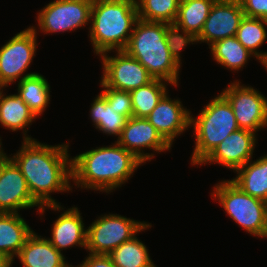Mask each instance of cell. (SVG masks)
Here are the masks:
<instances>
[{"label":"cell","mask_w":267,"mask_h":267,"mask_svg":"<svg viewBox=\"0 0 267 267\" xmlns=\"http://www.w3.org/2000/svg\"><path fill=\"white\" fill-rule=\"evenodd\" d=\"M68 148V143L52 146L33 138L24 140L21 150L10 157L20 168L32 197L42 206L40 214L46 208L64 210L51 197V193L72 190L69 184L72 171Z\"/></svg>","instance_id":"6da1fadb"},{"label":"cell","mask_w":267,"mask_h":267,"mask_svg":"<svg viewBox=\"0 0 267 267\" xmlns=\"http://www.w3.org/2000/svg\"><path fill=\"white\" fill-rule=\"evenodd\" d=\"M256 138V133L238 129L230 133L199 165L212 162L236 171L252 159Z\"/></svg>","instance_id":"9a60e30c"},{"label":"cell","mask_w":267,"mask_h":267,"mask_svg":"<svg viewBox=\"0 0 267 267\" xmlns=\"http://www.w3.org/2000/svg\"><path fill=\"white\" fill-rule=\"evenodd\" d=\"M221 94L231 105L239 129L255 133L267 126V98L261 92L236 80Z\"/></svg>","instance_id":"ba28073f"},{"label":"cell","mask_w":267,"mask_h":267,"mask_svg":"<svg viewBox=\"0 0 267 267\" xmlns=\"http://www.w3.org/2000/svg\"><path fill=\"white\" fill-rule=\"evenodd\" d=\"M231 181L244 193L267 203V154L256 161L249 160L236 170Z\"/></svg>","instance_id":"ffe728a7"},{"label":"cell","mask_w":267,"mask_h":267,"mask_svg":"<svg viewBox=\"0 0 267 267\" xmlns=\"http://www.w3.org/2000/svg\"><path fill=\"white\" fill-rule=\"evenodd\" d=\"M36 118L37 116L18 94L5 96V94L3 95V88H0V124L3 128L12 131L23 129V140H32L29 135L27 136L28 129L25 127H29L28 125Z\"/></svg>","instance_id":"44dd1931"},{"label":"cell","mask_w":267,"mask_h":267,"mask_svg":"<svg viewBox=\"0 0 267 267\" xmlns=\"http://www.w3.org/2000/svg\"><path fill=\"white\" fill-rule=\"evenodd\" d=\"M243 18L239 0H216L197 41L210 46L218 40L236 36Z\"/></svg>","instance_id":"4fadbf2b"},{"label":"cell","mask_w":267,"mask_h":267,"mask_svg":"<svg viewBox=\"0 0 267 267\" xmlns=\"http://www.w3.org/2000/svg\"><path fill=\"white\" fill-rule=\"evenodd\" d=\"M180 0H136L138 17L141 20L173 24Z\"/></svg>","instance_id":"f1b7e54d"},{"label":"cell","mask_w":267,"mask_h":267,"mask_svg":"<svg viewBox=\"0 0 267 267\" xmlns=\"http://www.w3.org/2000/svg\"><path fill=\"white\" fill-rule=\"evenodd\" d=\"M116 111L101 94L97 95L90 108V116L96 129L119 137L127 118Z\"/></svg>","instance_id":"484cf974"},{"label":"cell","mask_w":267,"mask_h":267,"mask_svg":"<svg viewBox=\"0 0 267 267\" xmlns=\"http://www.w3.org/2000/svg\"><path fill=\"white\" fill-rule=\"evenodd\" d=\"M161 136L172 146L175 138L190 128L191 112L180 100H172L166 93L147 117Z\"/></svg>","instance_id":"2e32d148"},{"label":"cell","mask_w":267,"mask_h":267,"mask_svg":"<svg viewBox=\"0 0 267 267\" xmlns=\"http://www.w3.org/2000/svg\"><path fill=\"white\" fill-rule=\"evenodd\" d=\"M245 17L267 21V0H239Z\"/></svg>","instance_id":"1f68e13d"},{"label":"cell","mask_w":267,"mask_h":267,"mask_svg":"<svg viewBox=\"0 0 267 267\" xmlns=\"http://www.w3.org/2000/svg\"><path fill=\"white\" fill-rule=\"evenodd\" d=\"M32 232L18 213H0V252L13 261Z\"/></svg>","instance_id":"d6986e66"},{"label":"cell","mask_w":267,"mask_h":267,"mask_svg":"<svg viewBox=\"0 0 267 267\" xmlns=\"http://www.w3.org/2000/svg\"><path fill=\"white\" fill-rule=\"evenodd\" d=\"M209 49L217 64L237 72L248 63L250 57L255 56L237 40L236 36L218 40L210 45Z\"/></svg>","instance_id":"d4e9b609"},{"label":"cell","mask_w":267,"mask_h":267,"mask_svg":"<svg viewBox=\"0 0 267 267\" xmlns=\"http://www.w3.org/2000/svg\"><path fill=\"white\" fill-rule=\"evenodd\" d=\"M143 162L117 142L71 158L72 181L81 188L112 192L128 182Z\"/></svg>","instance_id":"7a4b0ae2"},{"label":"cell","mask_w":267,"mask_h":267,"mask_svg":"<svg viewBox=\"0 0 267 267\" xmlns=\"http://www.w3.org/2000/svg\"><path fill=\"white\" fill-rule=\"evenodd\" d=\"M100 83L101 87L104 89L100 94L107 100L110 106L127 119L133 117L130 92L107 87L102 81H100Z\"/></svg>","instance_id":"4dcf8cb0"},{"label":"cell","mask_w":267,"mask_h":267,"mask_svg":"<svg viewBox=\"0 0 267 267\" xmlns=\"http://www.w3.org/2000/svg\"><path fill=\"white\" fill-rule=\"evenodd\" d=\"M138 19L136 0H93L89 36L94 53L124 50Z\"/></svg>","instance_id":"3957f363"},{"label":"cell","mask_w":267,"mask_h":267,"mask_svg":"<svg viewBox=\"0 0 267 267\" xmlns=\"http://www.w3.org/2000/svg\"><path fill=\"white\" fill-rule=\"evenodd\" d=\"M216 0H180L174 24L198 37Z\"/></svg>","instance_id":"603a6c76"},{"label":"cell","mask_w":267,"mask_h":267,"mask_svg":"<svg viewBox=\"0 0 267 267\" xmlns=\"http://www.w3.org/2000/svg\"><path fill=\"white\" fill-rule=\"evenodd\" d=\"M52 238L48 241L59 251L74 245L86 249L87 229L77 207L64 211L52 226Z\"/></svg>","instance_id":"e0dca14e"},{"label":"cell","mask_w":267,"mask_h":267,"mask_svg":"<svg viewBox=\"0 0 267 267\" xmlns=\"http://www.w3.org/2000/svg\"><path fill=\"white\" fill-rule=\"evenodd\" d=\"M167 81L154 79L149 84L136 88L130 92L133 116L147 118L159 103L161 98L168 92Z\"/></svg>","instance_id":"4316f807"},{"label":"cell","mask_w":267,"mask_h":267,"mask_svg":"<svg viewBox=\"0 0 267 267\" xmlns=\"http://www.w3.org/2000/svg\"><path fill=\"white\" fill-rule=\"evenodd\" d=\"M17 257L24 267H64L67 265L62 252H59L48 238L38 236L34 231L28 236Z\"/></svg>","instance_id":"ac0fdd59"},{"label":"cell","mask_w":267,"mask_h":267,"mask_svg":"<svg viewBox=\"0 0 267 267\" xmlns=\"http://www.w3.org/2000/svg\"><path fill=\"white\" fill-rule=\"evenodd\" d=\"M34 26L15 34L0 49V87L15 82L31 65L37 50Z\"/></svg>","instance_id":"9c48e42d"},{"label":"cell","mask_w":267,"mask_h":267,"mask_svg":"<svg viewBox=\"0 0 267 267\" xmlns=\"http://www.w3.org/2000/svg\"><path fill=\"white\" fill-rule=\"evenodd\" d=\"M116 52L115 57L107 55V52L100 55L103 65L101 81L107 87L131 92L154 80V77L138 60L124 50Z\"/></svg>","instance_id":"8fae6325"},{"label":"cell","mask_w":267,"mask_h":267,"mask_svg":"<svg viewBox=\"0 0 267 267\" xmlns=\"http://www.w3.org/2000/svg\"><path fill=\"white\" fill-rule=\"evenodd\" d=\"M195 148L191 157L193 165H199L230 133L239 129L232 107L220 93L198 114L192 117Z\"/></svg>","instance_id":"5b68a950"},{"label":"cell","mask_w":267,"mask_h":267,"mask_svg":"<svg viewBox=\"0 0 267 267\" xmlns=\"http://www.w3.org/2000/svg\"><path fill=\"white\" fill-rule=\"evenodd\" d=\"M127 151L133 153L143 163L151 161L154 154L144 153L143 148L156 152L171 149V145L161 136L147 118L130 117L116 141Z\"/></svg>","instance_id":"7c38bea8"},{"label":"cell","mask_w":267,"mask_h":267,"mask_svg":"<svg viewBox=\"0 0 267 267\" xmlns=\"http://www.w3.org/2000/svg\"><path fill=\"white\" fill-rule=\"evenodd\" d=\"M109 256L116 267H156L146 245L136 235L115 248Z\"/></svg>","instance_id":"83f0119b"},{"label":"cell","mask_w":267,"mask_h":267,"mask_svg":"<svg viewBox=\"0 0 267 267\" xmlns=\"http://www.w3.org/2000/svg\"><path fill=\"white\" fill-rule=\"evenodd\" d=\"M151 224L121 215H102L87 228L86 250L90 254L109 255L115 248L127 242Z\"/></svg>","instance_id":"52a82bcc"},{"label":"cell","mask_w":267,"mask_h":267,"mask_svg":"<svg viewBox=\"0 0 267 267\" xmlns=\"http://www.w3.org/2000/svg\"><path fill=\"white\" fill-rule=\"evenodd\" d=\"M18 95L39 117L50 103V85L39 73H27L19 79Z\"/></svg>","instance_id":"7402d4cb"},{"label":"cell","mask_w":267,"mask_h":267,"mask_svg":"<svg viewBox=\"0 0 267 267\" xmlns=\"http://www.w3.org/2000/svg\"><path fill=\"white\" fill-rule=\"evenodd\" d=\"M41 205L32 197L20 168L10 158L0 173V213H19L20 209Z\"/></svg>","instance_id":"5bb4252c"},{"label":"cell","mask_w":267,"mask_h":267,"mask_svg":"<svg viewBox=\"0 0 267 267\" xmlns=\"http://www.w3.org/2000/svg\"><path fill=\"white\" fill-rule=\"evenodd\" d=\"M13 261L0 252V267H11Z\"/></svg>","instance_id":"836d02e7"},{"label":"cell","mask_w":267,"mask_h":267,"mask_svg":"<svg viewBox=\"0 0 267 267\" xmlns=\"http://www.w3.org/2000/svg\"><path fill=\"white\" fill-rule=\"evenodd\" d=\"M124 51L138 60L154 79L178 86L180 67L171 57L165 23L138 19Z\"/></svg>","instance_id":"277c9868"},{"label":"cell","mask_w":267,"mask_h":267,"mask_svg":"<svg viewBox=\"0 0 267 267\" xmlns=\"http://www.w3.org/2000/svg\"><path fill=\"white\" fill-rule=\"evenodd\" d=\"M211 196L217 199L226 213L251 235L267 237V203L244 193L231 180L213 187Z\"/></svg>","instance_id":"8992f818"},{"label":"cell","mask_w":267,"mask_h":267,"mask_svg":"<svg viewBox=\"0 0 267 267\" xmlns=\"http://www.w3.org/2000/svg\"><path fill=\"white\" fill-rule=\"evenodd\" d=\"M79 267H116L109 255L90 254Z\"/></svg>","instance_id":"d6a6232c"},{"label":"cell","mask_w":267,"mask_h":267,"mask_svg":"<svg viewBox=\"0 0 267 267\" xmlns=\"http://www.w3.org/2000/svg\"><path fill=\"white\" fill-rule=\"evenodd\" d=\"M93 0H55L38 13L39 29L47 33L73 31L88 25Z\"/></svg>","instance_id":"30bf717a"},{"label":"cell","mask_w":267,"mask_h":267,"mask_svg":"<svg viewBox=\"0 0 267 267\" xmlns=\"http://www.w3.org/2000/svg\"><path fill=\"white\" fill-rule=\"evenodd\" d=\"M9 159H10V156L8 157L6 153H4V151L2 150V147H0V173H1L3 166Z\"/></svg>","instance_id":"e575fe53"},{"label":"cell","mask_w":267,"mask_h":267,"mask_svg":"<svg viewBox=\"0 0 267 267\" xmlns=\"http://www.w3.org/2000/svg\"><path fill=\"white\" fill-rule=\"evenodd\" d=\"M267 21L261 18L245 17L236 33L237 40L264 65L267 71V52L257 50L267 39Z\"/></svg>","instance_id":"cb8c5ba5"},{"label":"cell","mask_w":267,"mask_h":267,"mask_svg":"<svg viewBox=\"0 0 267 267\" xmlns=\"http://www.w3.org/2000/svg\"><path fill=\"white\" fill-rule=\"evenodd\" d=\"M165 38L171 57L179 66L182 64L180 59L181 50L185 48L187 44L198 42L197 37L194 34L187 32L184 29H180L174 23H165Z\"/></svg>","instance_id":"f546056e"},{"label":"cell","mask_w":267,"mask_h":267,"mask_svg":"<svg viewBox=\"0 0 267 267\" xmlns=\"http://www.w3.org/2000/svg\"><path fill=\"white\" fill-rule=\"evenodd\" d=\"M64 267H74V266H72V265H70V264L68 263V264L65 265ZM77 267H79V265H78Z\"/></svg>","instance_id":"d590c367"}]
</instances>
